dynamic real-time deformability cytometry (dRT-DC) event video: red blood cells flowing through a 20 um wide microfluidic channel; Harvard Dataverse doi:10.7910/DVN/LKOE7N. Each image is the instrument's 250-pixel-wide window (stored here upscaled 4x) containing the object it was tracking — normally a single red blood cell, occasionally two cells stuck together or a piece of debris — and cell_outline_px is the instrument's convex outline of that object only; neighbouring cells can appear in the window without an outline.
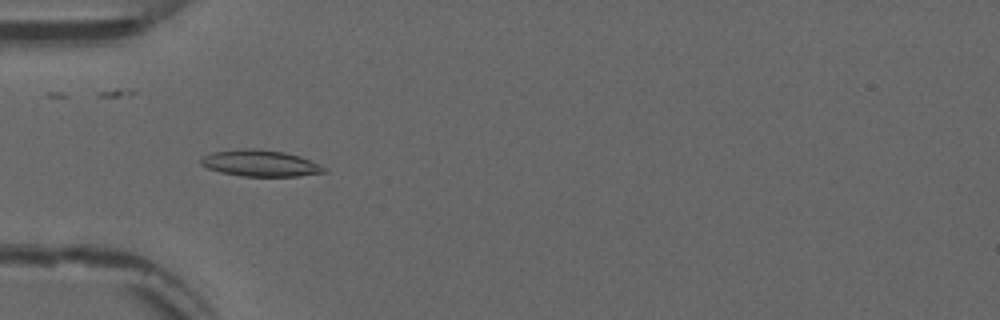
{"species": "common noctule bat (a hibernating species)", "species_latin": "Nyctalus noctula", "temperature_condition": "warm", "stored_images_in_passage": 54, "camera_frame_rate_fps": 3000, "um_per_image_px": 0.085, "animal": {"sex": "male", "forearm_length_mm": 52.5}, "frame": {"image": 1, "passage_image": 18, "time_ms": 5.667, "image_size_px": [1000, 320], "cell_outline_px": [[328, 172], [300, 176], [244, 176], [220, 172], [208, 168], [200, 164], [200, 160], [204, 156], [212, 152], [244, 148], [252, 148], [284, 152], [300, 156], [320, 164]], "centroid_in_image_um": [22.14, 13.87], "position_along_channel_um": 62.9, "area_um2": 18.9}}
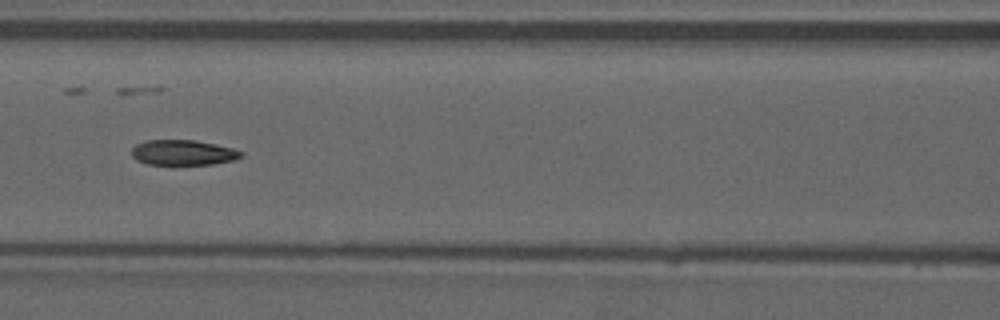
{"frame": {"image": 2, "passage_image": 25, "time_ms": 8.0, "image_size_px": [1000, 320], "cell_outline_px": [[244, 156], [232, 160], [212, 164], [148, 164], [136, 160], [132, 156], [132, 148], [136, 144], [144, 140], [196, 140], [232, 148], [244, 152]], "centroid_in_image_um": [15.55, 12.96], "position_along_channel_um": 151.1, "area_um2": 16.07}}
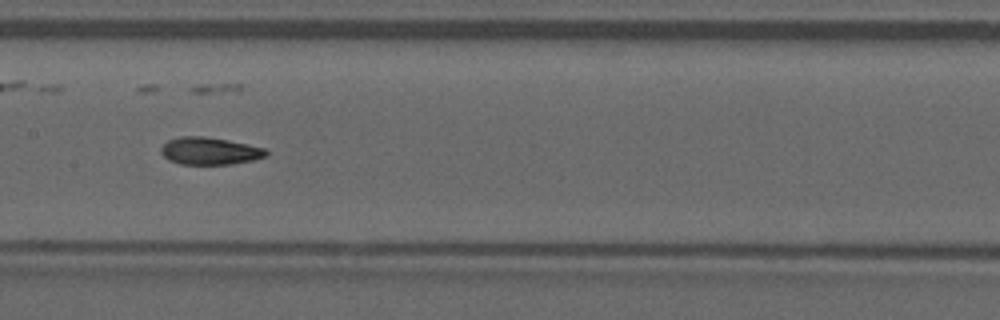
{"frame": {"image": 3, "passage_image": 28, "time_ms": 9.0, "image_size_px": [1000, 320], "cell_outline_px": [[268, 156], [252, 160], [232, 164], [180, 164], [168, 160], [160, 152], [160, 148], [168, 140], [180, 136], [204, 136], [228, 140], [248, 144], [264, 148], [268, 152]], "centroid_in_image_um": [17.81, 12.83], "position_along_channel_um": 189.6, "area_um2": 16.82}, "authors_computed_cell_mechanics": {"area_um2": 17.1666, "velocity_mm_per_s": 3.8523, "shape_relaxation_time_tau1_ms": 7.8175, "shape_relaxation_time_tau2_ms": 1.7316, "deformation_change_tau1": 0.2102, "deformation_change_tau2": 0.0734}}